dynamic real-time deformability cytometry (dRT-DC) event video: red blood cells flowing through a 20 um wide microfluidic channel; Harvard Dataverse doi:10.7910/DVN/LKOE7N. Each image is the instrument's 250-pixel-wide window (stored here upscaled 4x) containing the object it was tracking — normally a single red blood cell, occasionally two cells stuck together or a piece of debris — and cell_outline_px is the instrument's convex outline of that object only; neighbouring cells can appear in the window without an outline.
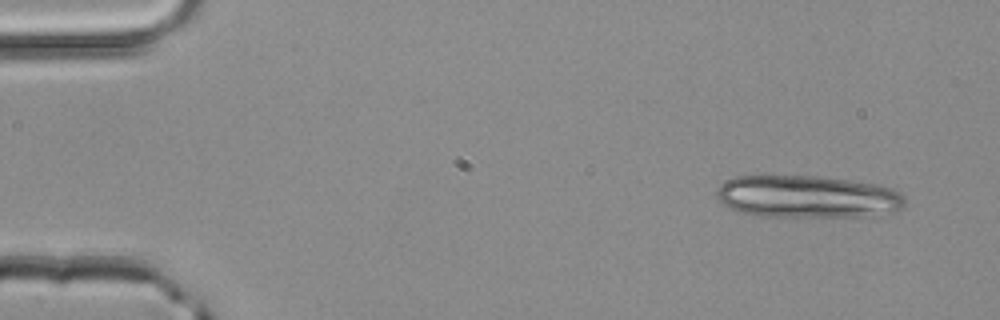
{"species": "common noctule bat (a hibernating species)", "species_latin": "Nyctalus noctula", "temperature_condition": "room temperature", "stored_images_in_passage": 3, "camera_frame_rate_fps": 3000, "um_per_image_px": 0.085, "animal": {"sex": "male", "body_mass_g": 20.4}, "frame": {"image": 1, "passage_image": 1, "time_ms": 0.0, "image_size_px": [1000, 320], "cell_outline_px": [[904, 204], [896, 212], [880, 216], [760, 216], [744, 212], [732, 208], [724, 204], [716, 196], [716, 188], [720, 184], [736, 176], [820, 176], [880, 184], [892, 188], [900, 192], [904, 196]], "centroid_in_image_um": [68.7, 16.71], "position_along_channel_um": 16.3, "area_um2": 46.7}}